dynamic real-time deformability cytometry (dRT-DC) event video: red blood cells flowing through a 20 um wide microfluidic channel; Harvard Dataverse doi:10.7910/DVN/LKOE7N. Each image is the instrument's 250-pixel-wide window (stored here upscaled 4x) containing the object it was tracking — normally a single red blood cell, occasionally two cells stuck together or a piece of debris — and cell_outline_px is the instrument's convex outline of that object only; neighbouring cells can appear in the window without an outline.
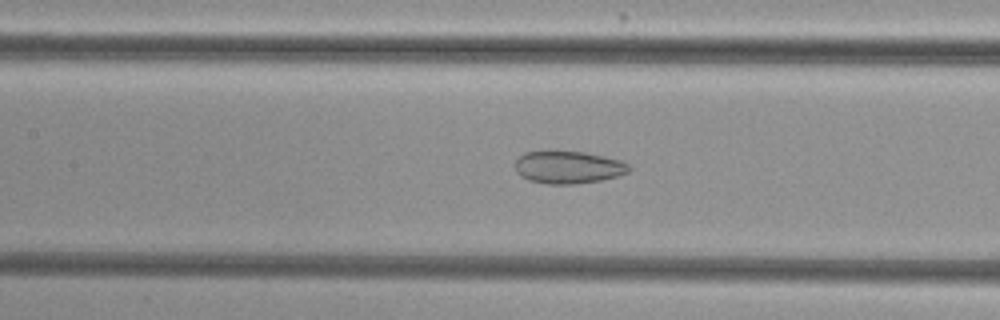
{"species": "common noctule bat (a hibernating species)", "species_latin": "Nyctalus noctula", "temperature_condition": "cold", "stored_images_in_passage": 52, "camera_frame_rate_fps": 3000, "um_per_image_px": 0.085, "animal": {"sex": "female", "body_mass_g": 29.2, "forearm_length_mm": 56.3}, "frame": {"image": 1, "passage_image": 24, "time_ms": 7.667, "image_size_px": [1000, 320], "cell_outline_px": [[632, 168], [628, 172], [616, 176], [600, 180], [572, 184], [548, 184], [528, 180], [520, 176], [516, 172], [516, 160], [524, 152], [584, 152], [604, 156], [620, 160], [628, 164]], "centroid_in_image_um": [48.3, 14.23], "position_along_channel_um": 159.1, "area_um2": 21.33}}
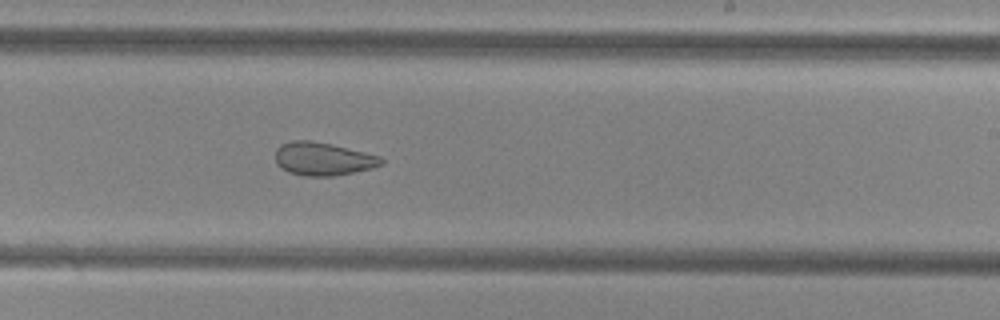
{"frame": {"image": 2, "passage_image": 32, "time_ms": 10.333, "image_size_px": [1000, 320], "cell_outline_px": [[384, 164], [372, 168], [332, 176], [304, 176], [288, 172], [276, 164], [276, 148], [280, 144], [292, 140], [312, 140], [380, 156], [384, 160]], "centroid_in_image_um": [27.42, 13.5], "position_along_channel_um": 261.6, "area_um2": 20.35}}
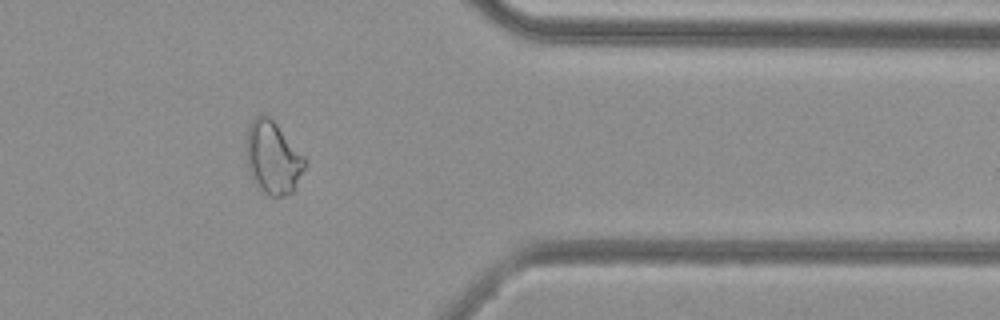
{"frame": {"image": 3, "passage_image": 43, "time_ms": 14.0, "image_size_px": [1000, 320], "cell_outline_px": [[308, 164], [292, 192], [284, 196], [268, 196], [252, 180], [248, 172], [244, 152], [248, 128], [252, 120], [256, 116], [268, 116], [276, 124], [308, 160]], "centroid_in_image_um": [23.18, 13.43], "position_along_channel_um": 388.2, "area_um2": 25.09}, "authors_computed_cell_mechanics": {"area_um2": 25.2297, "velocity_mm_per_s": 3.853, "shape_relaxation_time_tau1_ms": null, "shape_relaxation_time_tau2_ms": 1.8727, "deformation_change_tau1": null, "deformation_change_tau2": 0.0887}}